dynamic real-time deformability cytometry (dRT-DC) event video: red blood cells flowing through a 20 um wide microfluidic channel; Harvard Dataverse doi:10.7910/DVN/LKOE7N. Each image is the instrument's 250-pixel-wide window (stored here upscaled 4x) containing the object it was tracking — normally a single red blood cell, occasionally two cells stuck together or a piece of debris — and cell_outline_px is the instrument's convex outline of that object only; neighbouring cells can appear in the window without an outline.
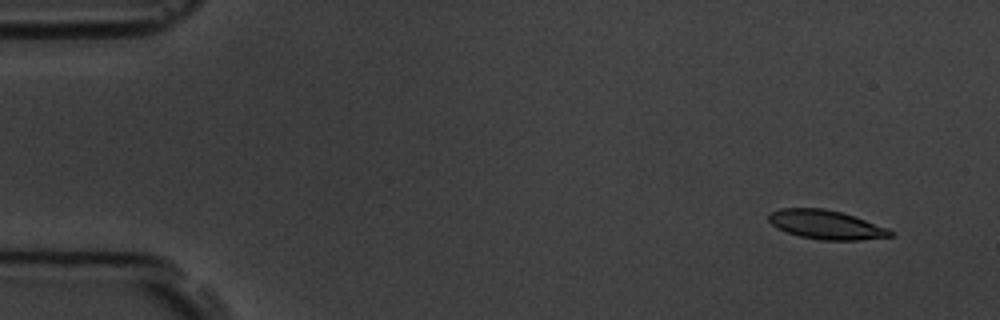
{"species": "common noctule bat (a hibernating species)", "species_latin": "Nyctalus noctula", "temperature_condition": "room temperature", "stored_images_in_passage": 5, "camera_frame_rate_fps": 3000, "um_per_image_px": 0.085, "animal": {"sex": "male", "body_mass_g": 19.5, "forearm_length_mm": 54.6}, "frame": {"image": 1, "passage_image": 1, "time_ms": 0.0, "image_size_px": [1000, 320], "cell_outline_px": [[896, 236], [860, 240], [820, 240], [800, 236], [776, 228], [768, 220], [768, 216], [772, 212], [780, 208], [824, 208], [840, 212], [888, 228], [896, 232]], "centroid_in_image_um": [70.24, 19.11], "position_along_channel_um": 14.8, "area_um2": 20.52}}
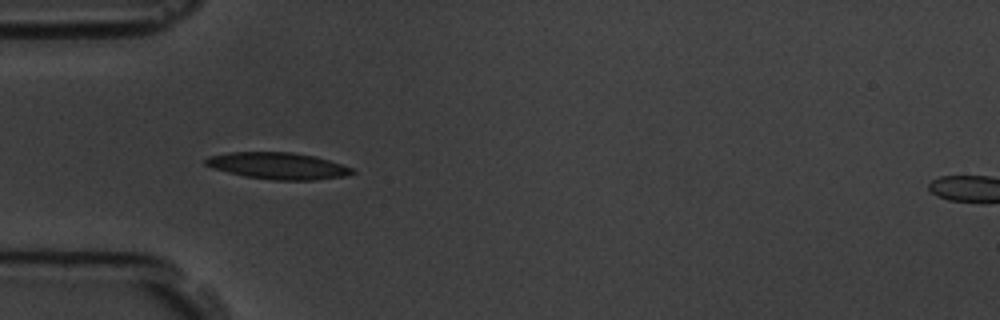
{"frame": {"image": 2, "passage_image": 4, "time_ms": 4.333, "image_size_px": [1000, 320], "cell_outline_px": [[356, 172], [344, 176], [316, 180], [272, 180], [244, 176], [212, 168], [204, 164], [204, 160], [208, 156], [228, 152], [292, 152], [316, 156], [352, 168]], "centroid_in_image_um": [23.6, 14.09], "position_along_channel_um": 61.4, "area_um2": 22.83}}
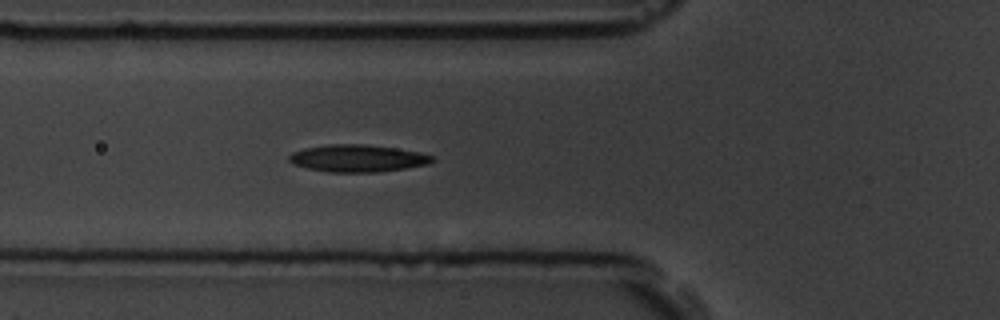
{"frame": {"image": 3, "passage_image": 5, "time_ms": 5.333, "image_size_px": [1000, 320], "cell_outline_px": [[436, 160], [428, 164], [380, 172], [328, 172], [308, 168], [292, 164], [288, 160], [288, 156], [292, 152], [304, 148], [328, 144], [364, 144], [396, 148], [420, 152], [432, 156]], "centroid_in_image_um": [30.38, 13.45], "position_along_channel_um": 95.4, "area_um2": 22.77}}